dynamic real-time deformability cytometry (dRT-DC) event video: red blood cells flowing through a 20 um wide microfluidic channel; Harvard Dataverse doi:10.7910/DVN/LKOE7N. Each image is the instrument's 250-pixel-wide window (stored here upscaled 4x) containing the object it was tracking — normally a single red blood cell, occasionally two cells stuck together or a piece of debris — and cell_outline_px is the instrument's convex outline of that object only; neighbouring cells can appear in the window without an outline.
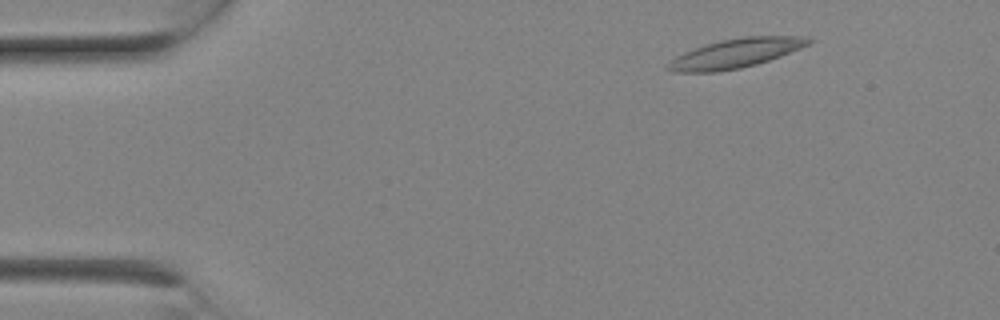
{"species": "Egyptian fruit bat (a non-hibernating species)", "species_latin": "Rousettus aegyptiacus", "temperature_condition": "room temperature", "stored_images_in_passage": 8, "camera_frame_rate_fps": 3000, "um_per_image_px": 0.085, "animal": {"sex": "female"}, "frame": {"image": 1, "passage_image": 2, "time_ms": 0.333, "image_size_px": [1000, 320], "cell_outline_px": [[816, 40], [800, 48], [780, 56], [756, 64], [740, 68], [716, 72], [672, 72], [664, 68], [668, 60], [684, 52], [720, 40], [744, 36], [804, 36]], "centroid_in_image_um": [62.49, 4.53], "position_along_channel_um": 22.5, "area_um2": 23.93}}
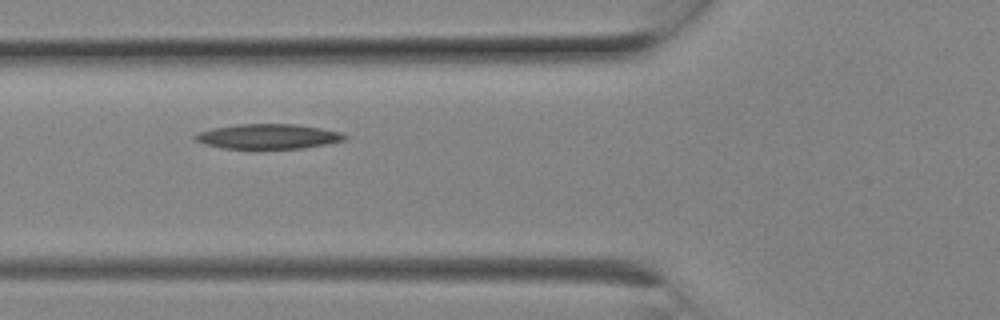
{"frame": {"image": 2, "passage_image": 7, "time_ms": 2.0, "image_size_px": [1000, 320], "cell_outline_px": [[348, 136], [344, 140], [328, 144], [300, 148], [224, 148], [204, 144], [196, 140], [192, 136], [200, 132], [212, 128], [240, 124], [296, 124], [320, 128], [340, 132]], "centroid_in_image_um": [22.8, 11.59], "position_along_channel_um": 103.0, "area_um2": 21.44}}
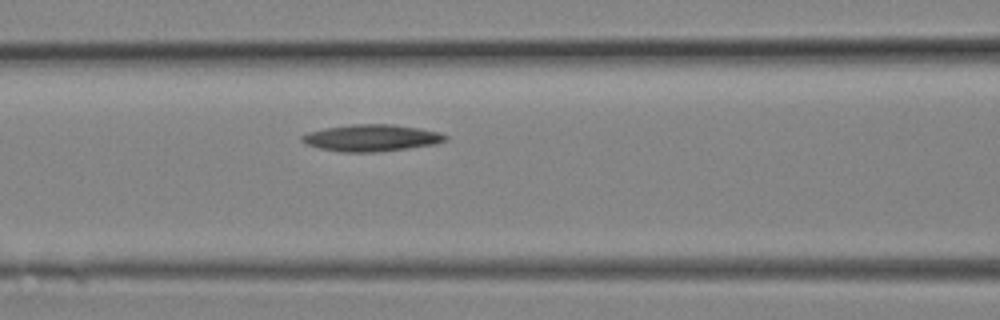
{"frame": {"image": 3, "passage_image": 8, "time_ms": 2.333, "image_size_px": [1000, 320], "cell_outline_px": [[448, 140], [436, 144], [380, 152], [340, 152], [320, 148], [304, 144], [300, 140], [300, 136], [308, 132], [324, 128], [352, 124], [392, 124], [420, 128], [440, 132], [448, 136]], "centroid_in_image_um": [31.57, 11.72], "position_along_channel_um": 135.0, "area_um2": 22.66}}